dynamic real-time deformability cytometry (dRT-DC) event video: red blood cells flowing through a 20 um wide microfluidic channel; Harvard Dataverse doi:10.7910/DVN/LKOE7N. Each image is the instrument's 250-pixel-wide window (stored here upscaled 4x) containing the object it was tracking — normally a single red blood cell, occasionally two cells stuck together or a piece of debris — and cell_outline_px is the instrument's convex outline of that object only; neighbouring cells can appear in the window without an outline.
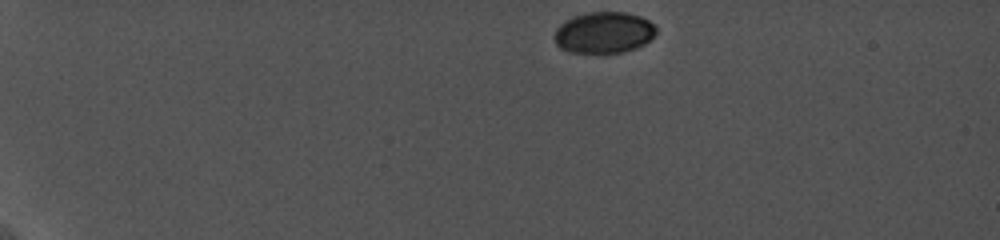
{"species": "common noctule bat (a hibernating species)", "species_latin": "Nyctalus noctula", "temperature_condition": "cold", "stored_images_in_passage": 8, "camera_frame_rate_fps": 5000, "um_per_image_px": 0.085, "animal": {"sex": "female", "body_mass_g": 19.0, "forearm_length_mm": 56.7}, "frame": {"image": 1, "passage_image": 1, "time_ms": 0.0, "image_size_px": [1000, 240], "cell_outline_px": [[656, 32], [644, 44], [636, 48], [624, 52], [604, 56], [568, 52], [560, 48], [556, 44], [552, 36], [556, 28], [564, 20], [572, 16], [588, 12], [624, 12], [640, 16], [648, 20], [656, 28]], "centroid_in_image_um": [51.26, 2.81], "position_along_channel_um": 33.7, "area_um2": 25.37}}
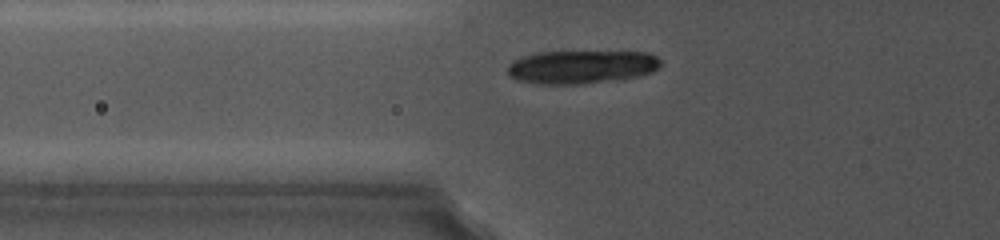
{"frame": {"image": 2, "passage_image": 8, "time_ms": 4.0, "image_size_px": [1000, 240], "cell_outline_px": [[660, 68], [652, 72], [636, 76], [612, 80], [580, 84], [536, 84], [516, 80], [508, 76], [508, 64], [512, 60], [536, 52], [648, 52], [656, 56], [660, 60]], "centroid_in_image_um": [49.38, 5.69], "position_along_channel_um": 76.4, "area_um2": 29.77}}